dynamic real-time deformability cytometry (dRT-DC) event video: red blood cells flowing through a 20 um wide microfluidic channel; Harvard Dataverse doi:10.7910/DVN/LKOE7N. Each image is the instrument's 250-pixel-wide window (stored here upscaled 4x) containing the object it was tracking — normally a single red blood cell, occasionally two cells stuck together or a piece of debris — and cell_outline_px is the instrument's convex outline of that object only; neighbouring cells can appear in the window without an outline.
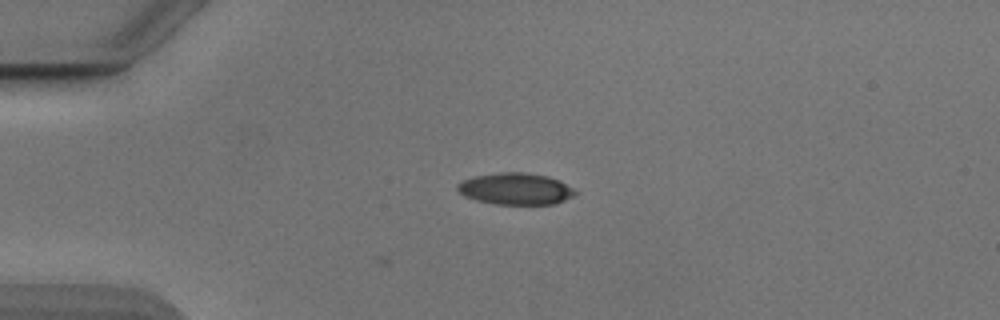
{"species": "Egyptian fruit bat (a non-hibernating species)", "species_latin": "Rousettus aegyptiacus", "temperature_condition": "cold", "stored_images_in_passage": 6, "camera_frame_rate_fps": 3000, "um_per_image_px": 0.085, "animal": {"sex": "male"}, "frame": {"image": 1, "passage_image": 6, "time_ms": 1.667, "image_size_px": [1000, 320], "cell_outline_px": [[576, 192], [572, 196], [564, 200], [552, 204], [496, 204], [476, 200], [464, 196], [456, 188], [456, 184], [464, 180], [476, 176], [504, 172], [524, 172], [548, 176], [560, 180], [572, 188]], "centroid_in_image_um": [43.81, 16.05], "position_along_channel_um": 41.2, "area_um2": 21.5}}